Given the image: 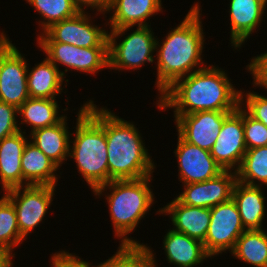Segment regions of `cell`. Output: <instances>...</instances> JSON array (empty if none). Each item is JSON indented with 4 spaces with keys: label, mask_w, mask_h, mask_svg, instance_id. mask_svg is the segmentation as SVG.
<instances>
[{
    "label": "cell",
    "mask_w": 267,
    "mask_h": 267,
    "mask_svg": "<svg viewBox=\"0 0 267 267\" xmlns=\"http://www.w3.org/2000/svg\"><path fill=\"white\" fill-rule=\"evenodd\" d=\"M157 99L156 108L173 109L174 115L235 111L240 105V90H236L224 69L209 64L176 80Z\"/></svg>",
    "instance_id": "1"
},
{
    "label": "cell",
    "mask_w": 267,
    "mask_h": 267,
    "mask_svg": "<svg viewBox=\"0 0 267 267\" xmlns=\"http://www.w3.org/2000/svg\"><path fill=\"white\" fill-rule=\"evenodd\" d=\"M181 23L170 28L160 43L156 40V81L159 97L176 80L206 67L202 8L194 2Z\"/></svg>",
    "instance_id": "2"
},
{
    "label": "cell",
    "mask_w": 267,
    "mask_h": 267,
    "mask_svg": "<svg viewBox=\"0 0 267 267\" xmlns=\"http://www.w3.org/2000/svg\"><path fill=\"white\" fill-rule=\"evenodd\" d=\"M86 101V111L105 130L108 153V182L136 180L153 175L156 163L145 146L142 134L132 121L124 120L107 107Z\"/></svg>",
    "instance_id": "3"
},
{
    "label": "cell",
    "mask_w": 267,
    "mask_h": 267,
    "mask_svg": "<svg viewBox=\"0 0 267 267\" xmlns=\"http://www.w3.org/2000/svg\"><path fill=\"white\" fill-rule=\"evenodd\" d=\"M152 177L153 175L136 180H112L93 191L96 198L105 194L114 237L121 240L119 245H144L128 236L135 232L138 224L155 204L156 197L150 184Z\"/></svg>",
    "instance_id": "4"
},
{
    "label": "cell",
    "mask_w": 267,
    "mask_h": 267,
    "mask_svg": "<svg viewBox=\"0 0 267 267\" xmlns=\"http://www.w3.org/2000/svg\"><path fill=\"white\" fill-rule=\"evenodd\" d=\"M74 138H70L69 158L92 192L108 183V153L105 130L86 111V102L78 109Z\"/></svg>",
    "instance_id": "5"
},
{
    "label": "cell",
    "mask_w": 267,
    "mask_h": 267,
    "mask_svg": "<svg viewBox=\"0 0 267 267\" xmlns=\"http://www.w3.org/2000/svg\"><path fill=\"white\" fill-rule=\"evenodd\" d=\"M124 27L109 29L108 32V57L109 68L123 72L125 70H140L146 63H154L157 36L150 26ZM131 31L127 34V31ZM126 32V34H125ZM123 37L122 41L119 39ZM120 40V41H118ZM118 41V42H117Z\"/></svg>",
    "instance_id": "6"
},
{
    "label": "cell",
    "mask_w": 267,
    "mask_h": 267,
    "mask_svg": "<svg viewBox=\"0 0 267 267\" xmlns=\"http://www.w3.org/2000/svg\"><path fill=\"white\" fill-rule=\"evenodd\" d=\"M37 46L45 56L59 69V65L65 67L61 71L66 77L68 71H79L93 76L103 68H109L108 47H77L72 44L52 41L44 32L36 37Z\"/></svg>",
    "instance_id": "7"
},
{
    "label": "cell",
    "mask_w": 267,
    "mask_h": 267,
    "mask_svg": "<svg viewBox=\"0 0 267 267\" xmlns=\"http://www.w3.org/2000/svg\"><path fill=\"white\" fill-rule=\"evenodd\" d=\"M4 33L0 32V101L18 109L29 98L28 60Z\"/></svg>",
    "instance_id": "8"
},
{
    "label": "cell",
    "mask_w": 267,
    "mask_h": 267,
    "mask_svg": "<svg viewBox=\"0 0 267 267\" xmlns=\"http://www.w3.org/2000/svg\"><path fill=\"white\" fill-rule=\"evenodd\" d=\"M55 192L56 186L50 185H27L3 192L15 207L18 228L25 240L45 221L44 217L53 205Z\"/></svg>",
    "instance_id": "9"
},
{
    "label": "cell",
    "mask_w": 267,
    "mask_h": 267,
    "mask_svg": "<svg viewBox=\"0 0 267 267\" xmlns=\"http://www.w3.org/2000/svg\"><path fill=\"white\" fill-rule=\"evenodd\" d=\"M210 215L211 221L203 244L206 252L214 258L226 251L230 253L245 228L232 198L210 208Z\"/></svg>",
    "instance_id": "10"
},
{
    "label": "cell",
    "mask_w": 267,
    "mask_h": 267,
    "mask_svg": "<svg viewBox=\"0 0 267 267\" xmlns=\"http://www.w3.org/2000/svg\"><path fill=\"white\" fill-rule=\"evenodd\" d=\"M88 11H80L73 17L51 25L44 33L54 42L77 47H108V30L93 23ZM93 19V21H92Z\"/></svg>",
    "instance_id": "11"
},
{
    "label": "cell",
    "mask_w": 267,
    "mask_h": 267,
    "mask_svg": "<svg viewBox=\"0 0 267 267\" xmlns=\"http://www.w3.org/2000/svg\"><path fill=\"white\" fill-rule=\"evenodd\" d=\"M246 151L243 107L239 105L224 119L217 140L210 152L223 170L236 172Z\"/></svg>",
    "instance_id": "12"
},
{
    "label": "cell",
    "mask_w": 267,
    "mask_h": 267,
    "mask_svg": "<svg viewBox=\"0 0 267 267\" xmlns=\"http://www.w3.org/2000/svg\"><path fill=\"white\" fill-rule=\"evenodd\" d=\"M233 111H197L173 115L178 134L188 143L211 151L224 119Z\"/></svg>",
    "instance_id": "13"
},
{
    "label": "cell",
    "mask_w": 267,
    "mask_h": 267,
    "mask_svg": "<svg viewBox=\"0 0 267 267\" xmlns=\"http://www.w3.org/2000/svg\"><path fill=\"white\" fill-rule=\"evenodd\" d=\"M177 147L174 155L178 162V180L182 185L212 179L224 170L216 162L211 152L186 142L177 133Z\"/></svg>",
    "instance_id": "14"
},
{
    "label": "cell",
    "mask_w": 267,
    "mask_h": 267,
    "mask_svg": "<svg viewBox=\"0 0 267 267\" xmlns=\"http://www.w3.org/2000/svg\"><path fill=\"white\" fill-rule=\"evenodd\" d=\"M236 182L237 173L224 170L212 179L182 185L184 190L176 198L185 205L212 208L232 198Z\"/></svg>",
    "instance_id": "15"
},
{
    "label": "cell",
    "mask_w": 267,
    "mask_h": 267,
    "mask_svg": "<svg viewBox=\"0 0 267 267\" xmlns=\"http://www.w3.org/2000/svg\"><path fill=\"white\" fill-rule=\"evenodd\" d=\"M230 44L239 51L266 16V0H229ZM257 29V31H256ZM239 48V50H238Z\"/></svg>",
    "instance_id": "16"
},
{
    "label": "cell",
    "mask_w": 267,
    "mask_h": 267,
    "mask_svg": "<svg viewBox=\"0 0 267 267\" xmlns=\"http://www.w3.org/2000/svg\"><path fill=\"white\" fill-rule=\"evenodd\" d=\"M156 214L169 215L175 231L187 236L205 241L211 221L210 208L196 207L182 204L176 197L159 208Z\"/></svg>",
    "instance_id": "17"
},
{
    "label": "cell",
    "mask_w": 267,
    "mask_h": 267,
    "mask_svg": "<svg viewBox=\"0 0 267 267\" xmlns=\"http://www.w3.org/2000/svg\"><path fill=\"white\" fill-rule=\"evenodd\" d=\"M162 6V0H111L106 12L111 16L104 23V27L108 25L109 29H120L150 26V17L163 12Z\"/></svg>",
    "instance_id": "18"
},
{
    "label": "cell",
    "mask_w": 267,
    "mask_h": 267,
    "mask_svg": "<svg viewBox=\"0 0 267 267\" xmlns=\"http://www.w3.org/2000/svg\"><path fill=\"white\" fill-rule=\"evenodd\" d=\"M163 249L168 263L176 267H196L212 257L206 252L204 244L185 233L168 229L163 237Z\"/></svg>",
    "instance_id": "19"
},
{
    "label": "cell",
    "mask_w": 267,
    "mask_h": 267,
    "mask_svg": "<svg viewBox=\"0 0 267 267\" xmlns=\"http://www.w3.org/2000/svg\"><path fill=\"white\" fill-rule=\"evenodd\" d=\"M26 130L0 141V183L3 192L22 186L21 157L29 141Z\"/></svg>",
    "instance_id": "20"
},
{
    "label": "cell",
    "mask_w": 267,
    "mask_h": 267,
    "mask_svg": "<svg viewBox=\"0 0 267 267\" xmlns=\"http://www.w3.org/2000/svg\"><path fill=\"white\" fill-rule=\"evenodd\" d=\"M263 187L247 185L237 181L232 192L242 225L245 230H262L266 215V197ZM266 205V206H265Z\"/></svg>",
    "instance_id": "21"
},
{
    "label": "cell",
    "mask_w": 267,
    "mask_h": 267,
    "mask_svg": "<svg viewBox=\"0 0 267 267\" xmlns=\"http://www.w3.org/2000/svg\"><path fill=\"white\" fill-rule=\"evenodd\" d=\"M67 118L66 115L56 125L39 128L29 133V141L59 168L69 158L71 132H69Z\"/></svg>",
    "instance_id": "22"
},
{
    "label": "cell",
    "mask_w": 267,
    "mask_h": 267,
    "mask_svg": "<svg viewBox=\"0 0 267 267\" xmlns=\"http://www.w3.org/2000/svg\"><path fill=\"white\" fill-rule=\"evenodd\" d=\"M29 65L27 86L30 98L56 99V96L62 94L69 80H65L61 74V68L59 70L46 56L33 68H29Z\"/></svg>",
    "instance_id": "23"
},
{
    "label": "cell",
    "mask_w": 267,
    "mask_h": 267,
    "mask_svg": "<svg viewBox=\"0 0 267 267\" xmlns=\"http://www.w3.org/2000/svg\"><path fill=\"white\" fill-rule=\"evenodd\" d=\"M21 162L22 186H57L59 176L56 172L60 168L30 141L24 148Z\"/></svg>",
    "instance_id": "24"
},
{
    "label": "cell",
    "mask_w": 267,
    "mask_h": 267,
    "mask_svg": "<svg viewBox=\"0 0 267 267\" xmlns=\"http://www.w3.org/2000/svg\"><path fill=\"white\" fill-rule=\"evenodd\" d=\"M60 105L56 99L28 98L19 108L18 116L21 117L19 129L23 131L21 125L31 127L30 132L44 127H50L59 123L67 114H61L68 111V106L60 111ZM21 124V125H20Z\"/></svg>",
    "instance_id": "25"
},
{
    "label": "cell",
    "mask_w": 267,
    "mask_h": 267,
    "mask_svg": "<svg viewBox=\"0 0 267 267\" xmlns=\"http://www.w3.org/2000/svg\"><path fill=\"white\" fill-rule=\"evenodd\" d=\"M230 254L251 266L267 267V230H245Z\"/></svg>",
    "instance_id": "26"
},
{
    "label": "cell",
    "mask_w": 267,
    "mask_h": 267,
    "mask_svg": "<svg viewBox=\"0 0 267 267\" xmlns=\"http://www.w3.org/2000/svg\"><path fill=\"white\" fill-rule=\"evenodd\" d=\"M236 173L239 182L267 188V146L247 149Z\"/></svg>",
    "instance_id": "27"
},
{
    "label": "cell",
    "mask_w": 267,
    "mask_h": 267,
    "mask_svg": "<svg viewBox=\"0 0 267 267\" xmlns=\"http://www.w3.org/2000/svg\"><path fill=\"white\" fill-rule=\"evenodd\" d=\"M155 254L147 244L119 245L115 254L100 262V267H158Z\"/></svg>",
    "instance_id": "28"
},
{
    "label": "cell",
    "mask_w": 267,
    "mask_h": 267,
    "mask_svg": "<svg viewBox=\"0 0 267 267\" xmlns=\"http://www.w3.org/2000/svg\"><path fill=\"white\" fill-rule=\"evenodd\" d=\"M41 16L38 21L40 33H43L51 25L64 19L75 16L80 9L73 0H25ZM43 18V19H42ZM42 27V28H41Z\"/></svg>",
    "instance_id": "29"
},
{
    "label": "cell",
    "mask_w": 267,
    "mask_h": 267,
    "mask_svg": "<svg viewBox=\"0 0 267 267\" xmlns=\"http://www.w3.org/2000/svg\"><path fill=\"white\" fill-rule=\"evenodd\" d=\"M24 240L18 228L15 207L3 194L0 198V247L13 253Z\"/></svg>",
    "instance_id": "30"
},
{
    "label": "cell",
    "mask_w": 267,
    "mask_h": 267,
    "mask_svg": "<svg viewBox=\"0 0 267 267\" xmlns=\"http://www.w3.org/2000/svg\"><path fill=\"white\" fill-rule=\"evenodd\" d=\"M243 126L246 149L267 146V126L253 118L244 108Z\"/></svg>",
    "instance_id": "31"
},
{
    "label": "cell",
    "mask_w": 267,
    "mask_h": 267,
    "mask_svg": "<svg viewBox=\"0 0 267 267\" xmlns=\"http://www.w3.org/2000/svg\"><path fill=\"white\" fill-rule=\"evenodd\" d=\"M240 105L253 118L267 126V96L254 92V90L252 92L244 90L243 92L240 89Z\"/></svg>",
    "instance_id": "32"
},
{
    "label": "cell",
    "mask_w": 267,
    "mask_h": 267,
    "mask_svg": "<svg viewBox=\"0 0 267 267\" xmlns=\"http://www.w3.org/2000/svg\"><path fill=\"white\" fill-rule=\"evenodd\" d=\"M18 118L15 106L0 101V141L20 131Z\"/></svg>",
    "instance_id": "33"
},
{
    "label": "cell",
    "mask_w": 267,
    "mask_h": 267,
    "mask_svg": "<svg viewBox=\"0 0 267 267\" xmlns=\"http://www.w3.org/2000/svg\"><path fill=\"white\" fill-rule=\"evenodd\" d=\"M50 265L51 267H100V263L92 265L91 262L83 260L75 253H69L66 250H60L51 255Z\"/></svg>",
    "instance_id": "34"
},
{
    "label": "cell",
    "mask_w": 267,
    "mask_h": 267,
    "mask_svg": "<svg viewBox=\"0 0 267 267\" xmlns=\"http://www.w3.org/2000/svg\"><path fill=\"white\" fill-rule=\"evenodd\" d=\"M73 1L75 5L80 9V11H86L90 9L91 11L92 10L96 11L97 15L102 14V17L104 16V18L107 17L105 14L111 2V0H73Z\"/></svg>",
    "instance_id": "35"
},
{
    "label": "cell",
    "mask_w": 267,
    "mask_h": 267,
    "mask_svg": "<svg viewBox=\"0 0 267 267\" xmlns=\"http://www.w3.org/2000/svg\"><path fill=\"white\" fill-rule=\"evenodd\" d=\"M245 69L252 75L254 87L258 86L265 90L267 89V69H249V64L246 65Z\"/></svg>",
    "instance_id": "36"
},
{
    "label": "cell",
    "mask_w": 267,
    "mask_h": 267,
    "mask_svg": "<svg viewBox=\"0 0 267 267\" xmlns=\"http://www.w3.org/2000/svg\"><path fill=\"white\" fill-rule=\"evenodd\" d=\"M250 61L249 69H267V51L252 57Z\"/></svg>",
    "instance_id": "37"
},
{
    "label": "cell",
    "mask_w": 267,
    "mask_h": 267,
    "mask_svg": "<svg viewBox=\"0 0 267 267\" xmlns=\"http://www.w3.org/2000/svg\"><path fill=\"white\" fill-rule=\"evenodd\" d=\"M16 254L0 247V267H13V258Z\"/></svg>",
    "instance_id": "38"
}]
</instances>
